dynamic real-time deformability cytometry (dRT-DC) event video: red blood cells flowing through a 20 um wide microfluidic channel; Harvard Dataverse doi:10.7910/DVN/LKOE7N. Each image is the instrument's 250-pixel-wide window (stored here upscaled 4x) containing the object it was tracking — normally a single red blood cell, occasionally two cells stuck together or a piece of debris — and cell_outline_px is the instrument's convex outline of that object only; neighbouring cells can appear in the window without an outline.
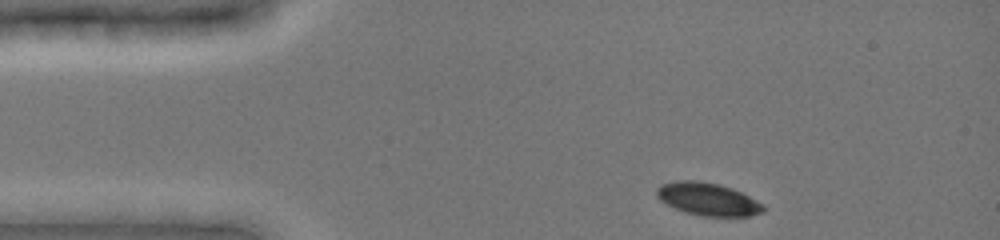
{"species": "common noctule bat (a hibernating species)", "species_latin": "Nyctalus noctula", "temperature_condition": "cold", "stored_images_in_passage": 31, "camera_frame_rate_fps": 3000, "um_per_image_px": 0.085, "animal": {"sex": "female", "body_mass_g": 19.0, "forearm_length_mm": 51.5}, "frame": {"image": 1, "passage_image": 1, "time_ms": 0.0, "image_size_px": [1000, 240], "cell_outline_px": [[768, 208], [764, 212], [748, 216], [700, 216], [684, 212], [660, 200], [656, 196], [656, 188], [660, 184], [676, 180], [696, 180], [720, 184], [732, 188], [764, 204]], "centroid_in_image_um": [60.17, 16.92], "position_along_channel_um": 24.8, "area_um2": 20.52}}
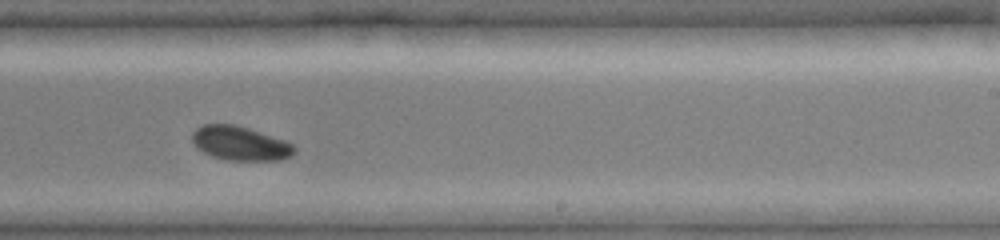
{"frame": {"image": 2, "passage_image": 21, "time_ms": 7.667, "image_size_px": [1000, 240], "cell_outline_px": [[296, 148], [292, 156], [280, 160], [228, 160], [212, 156], [196, 148], [192, 140], [192, 132], [196, 128], [204, 124], [236, 124], [288, 140]], "centroid_in_image_um": [20.44, 12.17], "position_along_channel_um": 268.6, "area_um2": 20.58}}
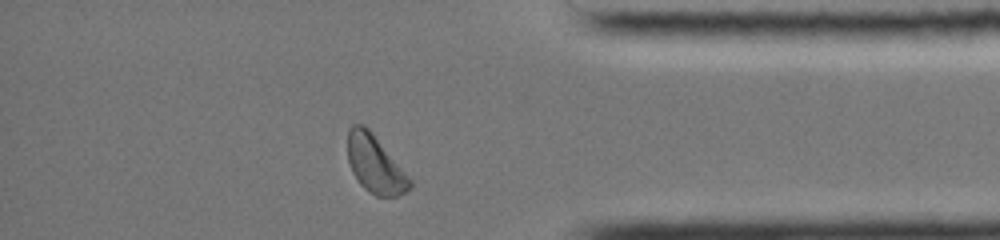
{"frame": {"image": 3, "passage_image": 30, "time_ms": 11.333, "image_size_px": [1000, 240], "cell_outline_px": [[412, 188], [396, 196], [376, 196], [368, 192], [360, 184], [352, 172], [348, 160], [348, 128], [352, 124], [364, 124], [372, 132], [412, 180]], "centroid_in_image_um": [31.87, 13.96], "position_along_channel_um": 403.3, "area_um2": 20.81}, "authors_computed_cell_mechanics": {"area_um2": 20.8658, "velocity_mm_per_s": 3.9175, "shape_relaxation_time_tau1_ms": 1.9203, "shape_relaxation_time_tau2_ms": null, "deformation_change_tau1": 0.0942, "deformation_change_tau2": null}}